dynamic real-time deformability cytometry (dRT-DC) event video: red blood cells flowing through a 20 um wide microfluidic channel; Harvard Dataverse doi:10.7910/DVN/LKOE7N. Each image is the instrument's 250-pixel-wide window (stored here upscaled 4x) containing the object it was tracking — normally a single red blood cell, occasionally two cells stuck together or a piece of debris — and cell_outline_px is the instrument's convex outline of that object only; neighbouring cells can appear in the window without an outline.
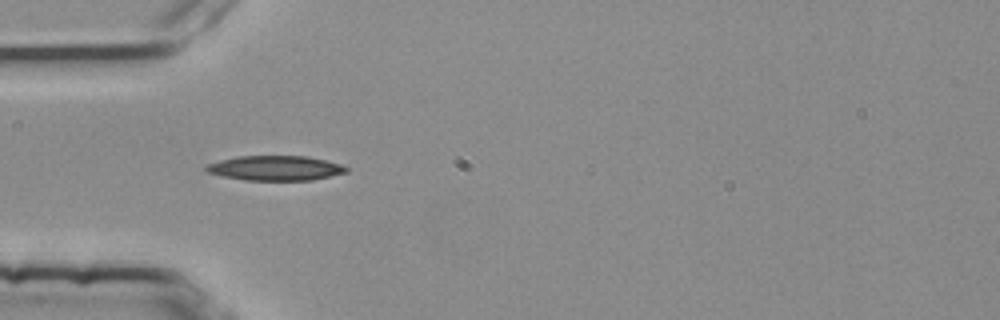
{"species": "common noctule bat (a hibernating species)", "species_latin": "Nyctalus noctula", "temperature_condition": "room temperature", "stored_images_in_passage": 7, "camera_frame_rate_fps": 3000, "um_per_image_px": 0.085, "animal": {"sex": "female", "body_mass_g": 25.1}, "frame": {"image": 1, "passage_image": 6, "time_ms": 1.667, "image_size_px": [1000, 320], "cell_outline_px": [[348, 172], [312, 180], [244, 180], [224, 176], [208, 172], [204, 168], [208, 164], [220, 160], [240, 156], [304, 156], [324, 160], [340, 164], [348, 168]], "centroid_in_image_um": [23.42, 14.29], "position_along_channel_um": 61.6, "area_um2": 20.0}}